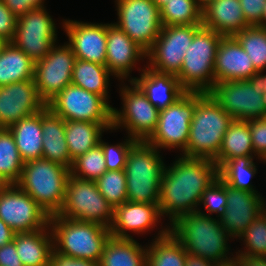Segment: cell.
<instances>
[{"mask_svg": "<svg viewBox=\"0 0 266 266\" xmlns=\"http://www.w3.org/2000/svg\"><path fill=\"white\" fill-rule=\"evenodd\" d=\"M35 62L12 42L0 51V87L34 79Z\"/></svg>", "mask_w": 266, "mask_h": 266, "instance_id": "31", "label": "cell"}, {"mask_svg": "<svg viewBox=\"0 0 266 266\" xmlns=\"http://www.w3.org/2000/svg\"><path fill=\"white\" fill-rule=\"evenodd\" d=\"M138 70L142 71L140 77H131L128 81H133L159 111L174 104L187 92L174 75L159 73L147 66Z\"/></svg>", "mask_w": 266, "mask_h": 266, "instance_id": "24", "label": "cell"}, {"mask_svg": "<svg viewBox=\"0 0 266 266\" xmlns=\"http://www.w3.org/2000/svg\"><path fill=\"white\" fill-rule=\"evenodd\" d=\"M161 213L157 204L126 201L114 208L110 233L115 238H133L128 232L142 234L157 227ZM128 231V232H127Z\"/></svg>", "mask_w": 266, "mask_h": 266, "instance_id": "22", "label": "cell"}, {"mask_svg": "<svg viewBox=\"0 0 266 266\" xmlns=\"http://www.w3.org/2000/svg\"><path fill=\"white\" fill-rule=\"evenodd\" d=\"M202 26L222 36H234L250 25L239 0H212L202 9Z\"/></svg>", "mask_w": 266, "mask_h": 266, "instance_id": "25", "label": "cell"}, {"mask_svg": "<svg viewBox=\"0 0 266 266\" xmlns=\"http://www.w3.org/2000/svg\"><path fill=\"white\" fill-rule=\"evenodd\" d=\"M169 225L170 232L188 254L204 257L213 263H224L235 258L233 254L230 255L232 258L228 257L230 246L227 241L232 237L222 228L219 219L196 211L179 216Z\"/></svg>", "mask_w": 266, "mask_h": 266, "instance_id": "2", "label": "cell"}, {"mask_svg": "<svg viewBox=\"0 0 266 266\" xmlns=\"http://www.w3.org/2000/svg\"><path fill=\"white\" fill-rule=\"evenodd\" d=\"M46 106L65 121L101 123L112 131V105L102 96L72 83L52 98Z\"/></svg>", "mask_w": 266, "mask_h": 266, "instance_id": "9", "label": "cell"}, {"mask_svg": "<svg viewBox=\"0 0 266 266\" xmlns=\"http://www.w3.org/2000/svg\"><path fill=\"white\" fill-rule=\"evenodd\" d=\"M23 166L12 133L7 128H0V184H16Z\"/></svg>", "mask_w": 266, "mask_h": 266, "instance_id": "36", "label": "cell"}, {"mask_svg": "<svg viewBox=\"0 0 266 266\" xmlns=\"http://www.w3.org/2000/svg\"><path fill=\"white\" fill-rule=\"evenodd\" d=\"M195 108L196 92H186L174 104L159 111L157 127L146 142L158 150L179 148L183 152Z\"/></svg>", "mask_w": 266, "mask_h": 266, "instance_id": "11", "label": "cell"}, {"mask_svg": "<svg viewBox=\"0 0 266 266\" xmlns=\"http://www.w3.org/2000/svg\"><path fill=\"white\" fill-rule=\"evenodd\" d=\"M54 250L60 254L100 262L110 229L92 222L50 216Z\"/></svg>", "mask_w": 266, "mask_h": 266, "instance_id": "4", "label": "cell"}, {"mask_svg": "<svg viewBox=\"0 0 266 266\" xmlns=\"http://www.w3.org/2000/svg\"><path fill=\"white\" fill-rule=\"evenodd\" d=\"M0 219L15 233L49 227L48 213L17 184H0Z\"/></svg>", "mask_w": 266, "mask_h": 266, "instance_id": "13", "label": "cell"}, {"mask_svg": "<svg viewBox=\"0 0 266 266\" xmlns=\"http://www.w3.org/2000/svg\"><path fill=\"white\" fill-rule=\"evenodd\" d=\"M76 59L106 66L107 24L63 20Z\"/></svg>", "mask_w": 266, "mask_h": 266, "instance_id": "19", "label": "cell"}, {"mask_svg": "<svg viewBox=\"0 0 266 266\" xmlns=\"http://www.w3.org/2000/svg\"><path fill=\"white\" fill-rule=\"evenodd\" d=\"M227 207L219 219L223 229L234 239L238 238L262 212L261 194L234 189L226 184Z\"/></svg>", "mask_w": 266, "mask_h": 266, "instance_id": "20", "label": "cell"}, {"mask_svg": "<svg viewBox=\"0 0 266 266\" xmlns=\"http://www.w3.org/2000/svg\"><path fill=\"white\" fill-rule=\"evenodd\" d=\"M218 177L216 163L207 158L181 156L165 166L160 186L161 217L172 224L179 216L196 212L204 191Z\"/></svg>", "mask_w": 266, "mask_h": 266, "instance_id": "1", "label": "cell"}, {"mask_svg": "<svg viewBox=\"0 0 266 266\" xmlns=\"http://www.w3.org/2000/svg\"><path fill=\"white\" fill-rule=\"evenodd\" d=\"M56 29L46 7L34 9L18 17L11 42L36 62L43 59L58 41Z\"/></svg>", "mask_w": 266, "mask_h": 266, "instance_id": "16", "label": "cell"}, {"mask_svg": "<svg viewBox=\"0 0 266 266\" xmlns=\"http://www.w3.org/2000/svg\"><path fill=\"white\" fill-rule=\"evenodd\" d=\"M146 141H138L130 150L124 167L127 185V201L157 204L165 170L162 155Z\"/></svg>", "mask_w": 266, "mask_h": 266, "instance_id": "5", "label": "cell"}, {"mask_svg": "<svg viewBox=\"0 0 266 266\" xmlns=\"http://www.w3.org/2000/svg\"><path fill=\"white\" fill-rule=\"evenodd\" d=\"M159 10L162 26L202 25V7L195 0H169Z\"/></svg>", "mask_w": 266, "mask_h": 266, "instance_id": "37", "label": "cell"}, {"mask_svg": "<svg viewBox=\"0 0 266 266\" xmlns=\"http://www.w3.org/2000/svg\"><path fill=\"white\" fill-rule=\"evenodd\" d=\"M234 120H251L266 117L262 100L264 93L248 80L218 81L208 92Z\"/></svg>", "mask_w": 266, "mask_h": 266, "instance_id": "15", "label": "cell"}, {"mask_svg": "<svg viewBox=\"0 0 266 266\" xmlns=\"http://www.w3.org/2000/svg\"><path fill=\"white\" fill-rule=\"evenodd\" d=\"M42 132V158L70 169L73 161L65 139V120L47 106L42 109Z\"/></svg>", "mask_w": 266, "mask_h": 266, "instance_id": "26", "label": "cell"}, {"mask_svg": "<svg viewBox=\"0 0 266 266\" xmlns=\"http://www.w3.org/2000/svg\"><path fill=\"white\" fill-rule=\"evenodd\" d=\"M226 201V184L219 177H217L204 191L199 203V206L201 204L204 205L203 207L205 208V210H207V214L203 212L200 207L197 211L201 214L209 216H211L212 213H216L218 214L216 217H219L217 219H221V217L226 212Z\"/></svg>", "mask_w": 266, "mask_h": 266, "instance_id": "42", "label": "cell"}, {"mask_svg": "<svg viewBox=\"0 0 266 266\" xmlns=\"http://www.w3.org/2000/svg\"><path fill=\"white\" fill-rule=\"evenodd\" d=\"M146 52L114 23H107L106 67L118 80L127 79Z\"/></svg>", "mask_w": 266, "mask_h": 266, "instance_id": "21", "label": "cell"}, {"mask_svg": "<svg viewBox=\"0 0 266 266\" xmlns=\"http://www.w3.org/2000/svg\"><path fill=\"white\" fill-rule=\"evenodd\" d=\"M137 142L138 141L136 139L128 137L122 143L109 145L108 142H104L100 138L99 145L101 146L104 153L107 171L124 170L129 150Z\"/></svg>", "mask_w": 266, "mask_h": 266, "instance_id": "43", "label": "cell"}, {"mask_svg": "<svg viewBox=\"0 0 266 266\" xmlns=\"http://www.w3.org/2000/svg\"><path fill=\"white\" fill-rule=\"evenodd\" d=\"M15 232L0 219V247L13 241Z\"/></svg>", "mask_w": 266, "mask_h": 266, "instance_id": "51", "label": "cell"}, {"mask_svg": "<svg viewBox=\"0 0 266 266\" xmlns=\"http://www.w3.org/2000/svg\"><path fill=\"white\" fill-rule=\"evenodd\" d=\"M258 72L234 36H223L217 49L214 80H248Z\"/></svg>", "mask_w": 266, "mask_h": 266, "instance_id": "23", "label": "cell"}, {"mask_svg": "<svg viewBox=\"0 0 266 266\" xmlns=\"http://www.w3.org/2000/svg\"><path fill=\"white\" fill-rule=\"evenodd\" d=\"M105 171H107V167L104 153L98 144L96 147L73 160L70 175L82 180L95 181Z\"/></svg>", "mask_w": 266, "mask_h": 266, "instance_id": "39", "label": "cell"}, {"mask_svg": "<svg viewBox=\"0 0 266 266\" xmlns=\"http://www.w3.org/2000/svg\"><path fill=\"white\" fill-rule=\"evenodd\" d=\"M48 266H101L100 262L77 259L56 252L53 249Z\"/></svg>", "mask_w": 266, "mask_h": 266, "instance_id": "48", "label": "cell"}, {"mask_svg": "<svg viewBox=\"0 0 266 266\" xmlns=\"http://www.w3.org/2000/svg\"><path fill=\"white\" fill-rule=\"evenodd\" d=\"M57 43L43 59L35 62L34 80L45 104L72 83L76 56L68 43L59 46Z\"/></svg>", "mask_w": 266, "mask_h": 266, "instance_id": "17", "label": "cell"}, {"mask_svg": "<svg viewBox=\"0 0 266 266\" xmlns=\"http://www.w3.org/2000/svg\"><path fill=\"white\" fill-rule=\"evenodd\" d=\"M238 266H266V257L236 255Z\"/></svg>", "mask_w": 266, "mask_h": 266, "instance_id": "50", "label": "cell"}, {"mask_svg": "<svg viewBox=\"0 0 266 266\" xmlns=\"http://www.w3.org/2000/svg\"><path fill=\"white\" fill-rule=\"evenodd\" d=\"M222 37L203 26L194 34L176 76L187 92L208 93L213 88L215 57Z\"/></svg>", "mask_w": 266, "mask_h": 266, "instance_id": "7", "label": "cell"}, {"mask_svg": "<svg viewBox=\"0 0 266 266\" xmlns=\"http://www.w3.org/2000/svg\"><path fill=\"white\" fill-rule=\"evenodd\" d=\"M160 9L164 4H166L169 0H152Z\"/></svg>", "mask_w": 266, "mask_h": 266, "instance_id": "56", "label": "cell"}, {"mask_svg": "<svg viewBox=\"0 0 266 266\" xmlns=\"http://www.w3.org/2000/svg\"><path fill=\"white\" fill-rule=\"evenodd\" d=\"M110 76L113 75L105 65L76 59L72 71V84L102 96L108 102Z\"/></svg>", "mask_w": 266, "mask_h": 266, "instance_id": "34", "label": "cell"}, {"mask_svg": "<svg viewBox=\"0 0 266 266\" xmlns=\"http://www.w3.org/2000/svg\"><path fill=\"white\" fill-rule=\"evenodd\" d=\"M114 24L146 53L153 47L162 28L160 10L152 0H116Z\"/></svg>", "mask_w": 266, "mask_h": 266, "instance_id": "12", "label": "cell"}, {"mask_svg": "<svg viewBox=\"0 0 266 266\" xmlns=\"http://www.w3.org/2000/svg\"><path fill=\"white\" fill-rule=\"evenodd\" d=\"M59 217L92 222L110 228L114 208L97 189L95 181L68 177L65 199Z\"/></svg>", "mask_w": 266, "mask_h": 266, "instance_id": "8", "label": "cell"}, {"mask_svg": "<svg viewBox=\"0 0 266 266\" xmlns=\"http://www.w3.org/2000/svg\"><path fill=\"white\" fill-rule=\"evenodd\" d=\"M201 7L202 9L204 8V6H206L210 1L212 0H195Z\"/></svg>", "mask_w": 266, "mask_h": 266, "instance_id": "57", "label": "cell"}, {"mask_svg": "<svg viewBox=\"0 0 266 266\" xmlns=\"http://www.w3.org/2000/svg\"><path fill=\"white\" fill-rule=\"evenodd\" d=\"M256 26H259L262 28L266 27V4L263 10L261 21Z\"/></svg>", "mask_w": 266, "mask_h": 266, "instance_id": "55", "label": "cell"}, {"mask_svg": "<svg viewBox=\"0 0 266 266\" xmlns=\"http://www.w3.org/2000/svg\"><path fill=\"white\" fill-rule=\"evenodd\" d=\"M246 22L257 25L262 18L266 0H239Z\"/></svg>", "mask_w": 266, "mask_h": 266, "instance_id": "46", "label": "cell"}, {"mask_svg": "<svg viewBox=\"0 0 266 266\" xmlns=\"http://www.w3.org/2000/svg\"><path fill=\"white\" fill-rule=\"evenodd\" d=\"M146 246V266H185L188 252L170 232L169 225L158 231L153 242Z\"/></svg>", "mask_w": 266, "mask_h": 266, "instance_id": "29", "label": "cell"}, {"mask_svg": "<svg viewBox=\"0 0 266 266\" xmlns=\"http://www.w3.org/2000/svg\"><path fill=\"white\" fill-rule=\"evenodd\" d=\"M13 241L24 266H48L53 252L50 227L24 233H15Z\"/></svg>", "mask_w": 266, "mask_h": 266, "instance_id": "27", "label": "cell"}, {"mask_svg": "<svg viewBox=\"0 0 266 266\" xmlns=\"http://www.w3.org/2000/svg\"><path fill=\"white\" fill-rule=\"evenodd\" d=\"M45 0H2L5 6L17 18L26 14L28 11L43 8Z\"/></svg>", "mask_w": 266, "mask_h": 266, "instance_id": "47", "label": "cell"}, {"mask_svg": "<svg viewBox=\"0 0 266 266\" xmlns=\"http://www.w3.org/2000/svg\"><path fill=\"white\" fill-rule=\"evenodd\" d=\"M105 130L108 129L101 123L65 121V139L71 160L96 147Z\"/></svg>", "mask_w": 266, "mask_h": 266, "instance_id": "32", "label": "cell"}, {"mask_svg": "<svg viewBox=\"0 0 266 266\" xmlns=\"http://www.w3.org/2000/svg\"><path fill=\"white\" fill-rule=\"evenodd\" d=\"M8 129L15 139L16 147L24 163L42 157V110L20 119Z\"/></svg>", "mask_w": 266, "mask_h": 266, "instance_id": "28", "label": "cell"}, {"mask_svg": "<svg viewBox=\"0 0 266 266\" xmlns=\"http://www.w3.org/2000/svg\"><path fill=\"white\" fill-rule=\"evenodd\" d=\"M202 25L162 26L153 47L146 53L147 67L153 71L177 76L184 54Z\"/></svg>", "mask_w": 266, "mask_h": 266, "instance_id": "14", "label": "cell"}, {"mask_svg": "<svg viewBox=\"0 0 266 266\" xmlns=\"http://www.w3.org/2000/svg\"><path fill=\"white\" fill-rule=\"evenodd\" d=\"M262 213L266 216V201L264 200L263 208H262Z\"/></svg>", "mask_w": 266, "mask_h": 266, "instance_id": "59", "label": "cell"}, {"mask_svg": "<svg viewBox=\"0 0 266 266\" xmlns=\"http://www.w3.org/2000/svg\"><path fill=\"white\" fill-rule=\"evenodd\" d=\"M239 156H256L252 146L247 121L233 120L226 130L218 157L214 160L218 169L228 160Z\"/></svg>", "mask_w": 266, "mask_h": 266, "instance_id": "33", "label": "cell"}, {"mask_svg": "<svg viewBox=\"0 0 266 266\" xmlns=\"http://www.w3.org/2000/svg\"><path fill=\"white\" fill-rule=\"evenodd\" d=\"M238 238L246 249L238 250L236 255L266 257V216L261 212Z\"/></svg>", "mask_w": 266, "mask_h": 266, "instance_id": "41", "label": "cell"}, {"mask_svg": "<svg viewBox=\"0 0 266 266\" xmlns=\"http://www.w3.org/2000/svg\"><path fill=\"white\" fill-rule=\"evenodd\" d=\"M130 85H122L120 88L123 109L117 110L113 107L112 130L123 127L128 131L127 137L146 141L157 127L159 110L133 81H130Z\"/></svg>", "mask_w": 266, "mask_h": 266, "instance_id": "10", "label": "cell"}, {"mask_svg": "<svg viewBox=\"0 0 266 266\" xmlns=\"http://www.w3.org/2000/svg\"><path fill=\"white\" fill-rule=\"evenodd\" d=\"M255 155L264 161L266 159V117L247 120Z\"/></svg>", "mask_w": 266, "mask_h": 266, "instance_id": "44", "label": "cell"}, {"mask_svg": "<svg viewBox=\"0 0 266 266\" xmlns=\"http://www.w3.org/2000/svg\"><path fill=\"white\" fill-rule=\"evenodd\" d=\"M18 18L0 0V37L11 42L15 35Z\"/></svg>", "mask_w": 266, "mask_h": 266, "instance_id": "45", "label": "cell"}, {"mask_svg": "<svg viewBox=\"0 0 266 266\" xmlns=\"http://www.w3.org/2000/svg\"><path fill=\"white\" fill-rule=\"evenodd\" d=\"M147 246L142 247L134 238L110 236L104 246L101 266H146Z\"/></svg>", "mask_w": 266, "mask_h": 266, "instance_id": "30", "label": "cell"}, {"mask_svg": "<svg viewBox=\"0 0 266 266\" xmlns=\"http://www.w3.org/2000/svg\"><path fill=\"white\" fill-rule=\"evenodd\" d=\"M7 42L0 37V51L2 50V48L4 47V45L6 44Z\"/></svg>", "mask_w": 266, "mask_h": 266, "instance_id": "58", "label": "cell"}, {"mask_svg": "<svg viewBox=\"0 0 266 266\" xmlns=\"http://www.w3.org/2000/svg\"><path fill=\"white\" fill-rule=\"evenodd\" d=\"M256 156H239L226 161L218 169V177L234 189L246 190L259 194L250 183V179L257 173L254 158Z\"/></svg>", "mask_w": 266, "mask_h": 266, "instance_id": "35", "label": "cell"}, {"mask_svg": "<svg viewBox=\"0 0 266 266\" xmlns=\"http://www.w3.org/2000/svg\"><path fill=\"white\" fill-rule=\"evenodd\" d=\"M97 189L113 208L127 201V185L124 170L105 171L95 180Z\"/></svg>", "mask_w": 266, "mask_h": 266, "instance_id": "40", "label": "cell"}, {"mask_svg": "<svg viewBox=\"0 0 266 266\" xmlns=\"http://www.w3.org/2000/svg\"><path fill=\"white\" fill-rule=\"evenodd\" d=\"M0 266H24L14 241L0 247Z\"/></svg>", "mask_w": 266, "mask_h": 266, "instance_id": "49", "label": "cell"}, {"mask_svg": "<svg viewBox=\"0 0 266 266\" xmlns=\"http://www.w3.org/2000/svg\"><path fill=\"white\" fill-rule=\"evenodd\" d=\"M69 176L70 169L41 157L24 163L16 184L53 216L62 209Z\"/></svg>", "mask_w": 266, "mask_h": 266, "instance_id": "6", "label": "cell"}, {"mask_svg": "<svg viewBox=\"0 0 266 266\" xmlns=\"http://www.w3.org/2000/svg\"><path fill=\"white\" fill-rule=\"evenodd\" d=\"M264 70H261L259 72H256L249 80L254 84L257 85V87L264 91L262 94L264 107L266 108V75L262 74Z\"/></svg>", "mask_w": 266, "mask_h": 266, "instance_id": "52", "label": "cell"}, {"mask_svg": "<svg viewBox=\"0 0 266 266\" xmlns=\"http://www.w3.org/2000/svg\"><path fill=\"white\" fill-rule=\"evenodd\" d=\"M259 72L266 69V32L256 25L248 26L234 35Z\"/></svg>", "mask_w": 266, "mask_h": 266, "instance_id": "38", "label": "cell"}, {"mask_svg": "<svg viewBox=\"0 0 266 266\" xmlns=\"http://www.w3.org/2000/svg\"><path fill=\"white\" fill-rule=\"evenodd\" d=\"M214 264L215 263L205 259L204 257L188 254L185 266H214Z\"/></svg>", "mask_w": 266, "mask_h": 266, "instance_id": "53", "label": "cell"}, {"mask_svg": "<svg viewBox=\"0 0 266 266\" xmlns=\"http://www.w3.org/2000/svg\"><path fill=\"white\" fill-rule=\"evenodd\" d=\"M214 266H238V260L234 258L224 263H215Z\"/></svg>", "mask_w": 266, "mask_h": 266, "instance_id": "54", "label": "cell"}, {"mask_svg": "<svg viewBox=\"0 0 266 266\" xmlns=\"http://www.w3.org/2000/svg\"><path fill=\"white\" fill-rule=\"evenodd\" d=\"M234 119L209 93L196 92V108L186 149L180 155L215 160L222 139Z\"/></svg>", "mask_w": 266, "mask_h": 266, "instance_id": "3", "label": "cell"}, {"mask_svg": "<svg viewBox=\"0 0 266 266\" xmlns=\"http://www.w3.org/2000/svg\"><path fill=\"white\" fill-rule=\"evenodd\" d=\"M46 107L39 97L35 80L0 87V128H9L20 119L34 115Z\"/></svg>", "mask_w": 266, "mask_h": 266, "instance_id": "18", "label": "cell"}]
</instances>
